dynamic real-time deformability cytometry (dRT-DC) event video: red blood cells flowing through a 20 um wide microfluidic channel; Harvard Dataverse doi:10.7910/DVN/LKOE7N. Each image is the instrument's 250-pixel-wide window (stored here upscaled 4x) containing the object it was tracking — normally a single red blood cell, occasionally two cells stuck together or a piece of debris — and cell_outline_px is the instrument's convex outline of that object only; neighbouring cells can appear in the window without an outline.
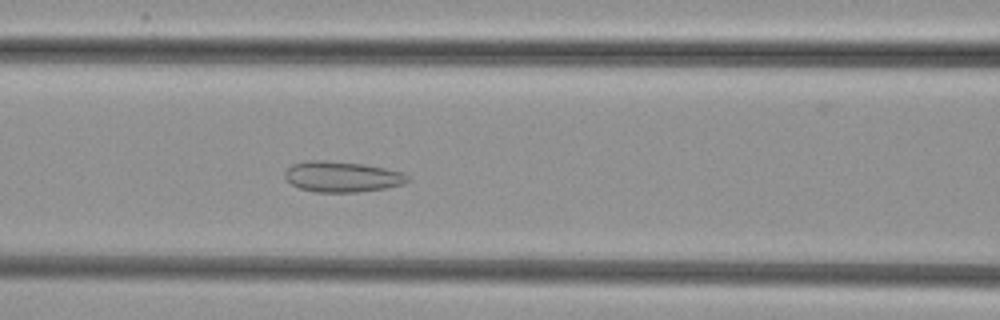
{"species": "common noctule bat (a hibernating species)", "species_latin": "Nyctalus noctula", "temperature_condition": "cold", "stored_images_in_passage": 52, "camera_frame_rate_fps": 3000, "um_per_image_px": 0.085, "animal": {"sex": "female", "body_mass_g": 29.2, "forearm_length_mm": 56.3}, "frame": {"image": 1, "passage_image": 22, "time_ms": 7.0, "image_size_px": [1000, 320], "cell_outline_px": [[412, 180], [404, 184], [384, 188], [356, 192], [316, 192], [300, 188], [292, 184], [284, 176], [284, 172], [292, 164], [304, 160], [324, 160], [364, 164], [384, 168], [400, 172], [408, 176]], "centroid_in_image_um": [29.06, 15.01], "position_along_channel_um": 137.5, "area_um2": 21.91}}
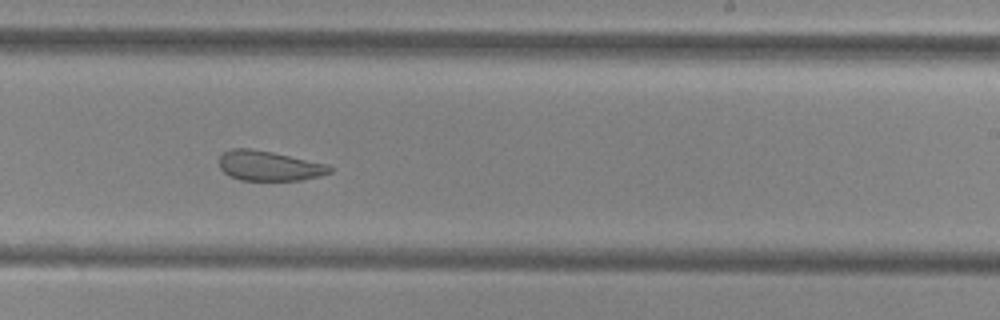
{"frame": {"image": 2, "passage_image": 32, "time_ms": 10.333, "image_size_px": [1000, 320], "cell_outline_px": [[332, 172], [320, 176], [300, 180], [240, 180], [228, 176], [220, 168], [220, 156], [224, 152], [232, 148], [248, 148], [272, 152], [328, 164], [332, 168]], "centroid_in_image_um": [22.87, 14.1], "position_along_channel_um": 266.1, "area_um2": 19.25}}
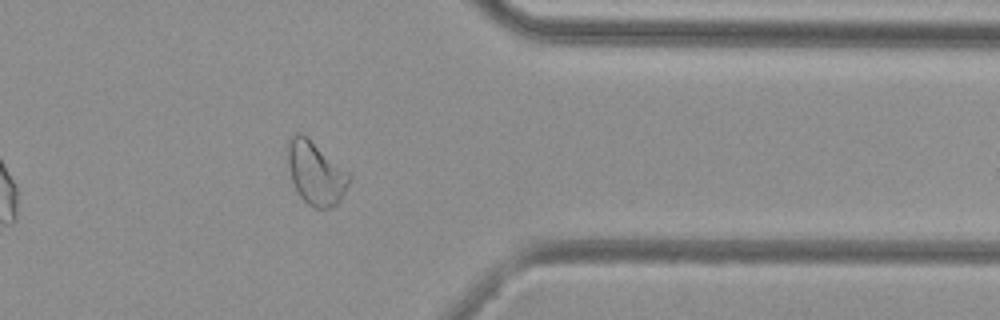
{"frame": {"image": 3, "passage_image": 42, "time_ms": 13.667, "image_size_px": [1000, 320], "cell_outline_px": [[352, 180], [340, 200], [336, 204], [328, 208], [316, 208], [308, 204], [300, 196], [292, 180], [284, 156], [288, 140], [296, 132], [300, 132], [308, 136], [348, 172], [352, 176]], "centroid_in_image_um": [26.8, 14.66], "position_along_channel_um": 384.6, "area_um2": 23.06}}